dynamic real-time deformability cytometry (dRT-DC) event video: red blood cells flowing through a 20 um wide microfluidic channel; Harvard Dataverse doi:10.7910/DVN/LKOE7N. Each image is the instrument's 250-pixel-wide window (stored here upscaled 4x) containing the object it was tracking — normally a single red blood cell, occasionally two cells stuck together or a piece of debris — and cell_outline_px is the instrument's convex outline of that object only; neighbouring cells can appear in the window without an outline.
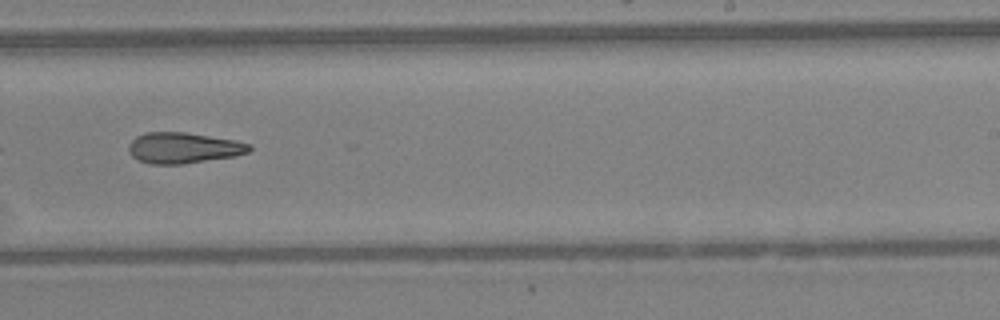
{"species": "Egyptian fruit bat (a non-hibernating species)", "species_latin": "Rousettus aegyptiacus", "temperature_condition": "warm", "stored_images_in_passage": 44, "camera_frame_rate_fps": 3000, "um_per_image_px": 0.085, "animal": {"sex": "female"}, "frame": {"image": 1, "passage_image": 26, "time_ms": 8.333, "image_size_px": [1000, 320], "cell_outline_px": [[252, 148], [248, 152], [236, 156], [180, 164], [152, 164], [140, 160], [132, 156], [128, 152], [128, 144], [136, 136], [148, 132], [184, 132], [236, 140], [252, 144]], "centroid_in_image_um": [15.6, 12.56], "position_along_channel_um": 273.4, "area_um2": 21.68}}